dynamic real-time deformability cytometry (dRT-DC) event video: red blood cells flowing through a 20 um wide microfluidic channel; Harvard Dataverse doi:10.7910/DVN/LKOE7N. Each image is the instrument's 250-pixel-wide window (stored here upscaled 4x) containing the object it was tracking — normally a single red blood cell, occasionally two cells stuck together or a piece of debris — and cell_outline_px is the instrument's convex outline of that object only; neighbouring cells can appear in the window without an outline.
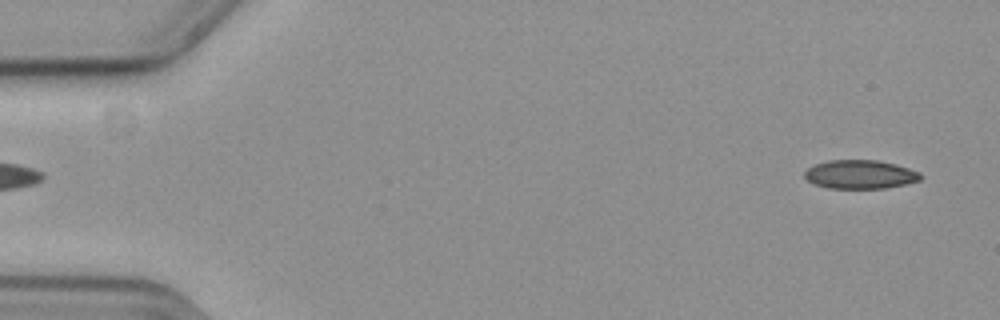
{"species": "common noctule bat (a hibernating species)", "species_latin": "Nyctalus noctula", "temperature_condition": "cold", "stored_images_in_passage": 57, "camera_frame_rate_fps": 3000, "um_per_image_px": 0.085, "animal": {"sex": "female", "body_mass_g": 19.3, "forearm_length_mm": 54.1}, "frame": {"image": 1, "passage_image": 3, "time_ms": 0.667, "image_size_px": [1000, 320], "cell_outline_px": [[924, 176], [920, 180], [904, 184], [884, 188], [828, 188], [816, 184], [808, 180], [804, 176], [804, 172], [808, 168], [816, 164], [828, 160], [876, 160], [896, 164], [920, 172]], "centroid_in_image_um": [73.13, 14.82], "position_along_channel_um": 11.9, "area_um2": 19.31}}
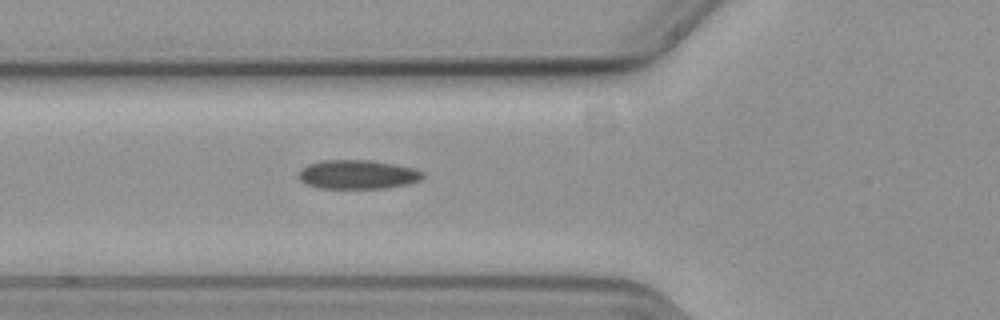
{"frame": {"image": 2, "passage_image": 21, "time_ms": 6.667, "image_size_px": [1000, 320], "cell_outline_px": [[424, 176], [420, 180], [408, 184], [384, 188], [320, 188], [304, 184], [300, 180], [300, 168], [308, 164], [320, 160], [372, 160], [412, 168], [420, 172]], "centroid_in_image_um": [30.34, 14.83], "position_along_channel_um": 95.5, "area_um2": 20.87}}
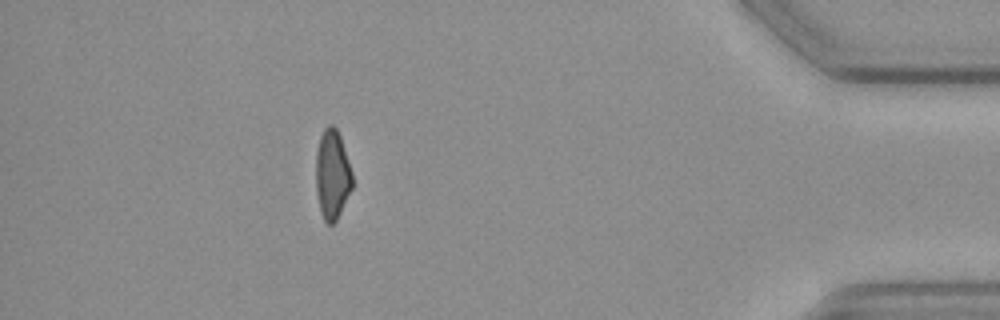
{"frame": {"image": 3, "passage_image": 51, "time_ms": 16.667, "image_size_px": [1000, 320], "cell_outline_px": [[352, 188], [336, 220], [332, 224], [328, 224], [324, 220], [320, 212], [316, 192], [316, 152], [320, 136], [324, 128], [328, 124], [332, 124], [336, 128], [340, 136], [352, 172]], "centroid_in_image_um": [28.22, 14.83], "position_along_channel_um": 407.0, "area_um2": 18.96}, "authors_computed_cell_mechanics": {"area_um2": 20.3456, "velocity_mm_per_s": 3.6511, "shape_relaxation_time_tau1_ms": 7.8879, "shape_relaxation_time_tau2_ms": 10.7781, "deformation_change_tau1": 0.1434, "deformation_change_tau2": 0.1419}}